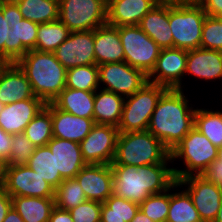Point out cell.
Wrapping results in <instances>:
<instances>
[{"label": "cell", "instance_id": "6da1fadb", "mask_svg": "<svg viewBox=\"0 0 222 222\" xmlns=\"http://www.w3.org/2000/svg\"><path fill=\"white\" fill-rule=\"evenodd\" d=\"M171 156L163 163L133 166L110 164L113 171V194L135 203H142L151 194L169 189L175 182Z\"/></svg>", "mask_w": 222, "mask_h": 222}, {"label": "cell", "instance_id": "7a4b0ae2", "mask_svg": "<svg viewBox=\"0 0 222 222\" xmlns=\"http://www.w3.org/2000/svg\"><path fill=\"white\" fill-rule=\"evenodd\" d=\"M189 102L183 90L167 89L151 115L147 130L170 151L194 127L196 109H193Z\"/></svg>", "mask_w": 222, "mask_h": 222}, {"label": "cell", "instance_id": "3957f363", "mask_svg": "<svg viewBox=\"0 0 222 222\" xmlns=\"http://www.w3.org/2000/svg\"><path fill=\"white\" fill-rule=\"evenodd\" d=\"M31 84L34 95L52 103L66 87L67 69L53 52L29 50L16 62Z\"/></svg>", "mask_w": 222, "mask_h": 222}, {"label": "cell", "instance_id": "277c9868", "mask_svg": "<svg viewBox=\"0 0 222 222\" xmlns=\"http://www.w3.org/2000/svg\"><path fill=\"white\" fill-rule=\"evenodd\" d=\"M170 150L148 130L119 132L116 151L111 164L143 166L163 163Z\"/></svg>", "mask_w": 222, "mask_h": 222}, {"label": "cell", "instance_id": "5b68a950", "mask_svg": "<svg viewBox=\"0 0 222 222\" xmlns=\"http://www.w3.org/2000/svg\"><path fill=\"white\" fill-rule=\"evenodd\" d=\"M4 17V63H14L36 47L39 24L23 19L13 0H0Z\"/></svg>", "mask_w": 222, "mask_h": 222}, {"label": "cell", "instance_id": "8992f818", "mask_svg": "<svg viewBox=\"0 0 222 222\" xmlns=\"http://www.w3.org/2000/svg\"><path fill=\"white\" fill-rule=\"evenodd\" d=\"M218 148L197 128L190 132L170 151L172 162L178 158L185 168H172L176 180L190 175H201L215 160H217Z\"/></svg>", "mask_w": 222, "mask_h": 222}, {"label": "cell", "instance_id": "52a82bcc", "mask_svg": "<svg viewBox=\"0 0 222 222\" xmlns=\"http://www.w3.org/2000/svg\"><path fill=\"white\" fill-rule=\"evenodd\" d=\"M205 18V11L196 1L169 3V24L173 47L185 50L200 48Z\"/></svg>", "mask_w": 222, "mask_h": 222}, {"label": "cell", "instance_id": "ba28073f", "mask_svg": "<svg viewBox=\"0 0 222 222\" xmlns=\"http://www.w3.org/2000/svg\"><path fill=\"white\" fill-rule=\"evenodd\" d=\"M166 87L146 82L133 95L124 100L118 131L122 133L147 130L151 115Z\"/></svg>", "mask_w": 222, "mask_h": 222}, {"label": "cell", "instance_id": "9c48e42d", "mask_svg": "<svg viewBox=\"0 0 222 222\" xmlns=\"http://www.w3.org/2000/svg\"><path fill=\"white\" fill-rule=\"evenodd\" d=\"M59 20L71 32L95 30L107 23V4L103 0H60Z\"/></svg>", "mask_w": 222, "mask_h": 222}, {"label": "cell", "instance_id": "30bf717a", "mask_svg": "<svg viewBox=\"0 0 222 222\" xmlns=\"http://www.w3.org/2000/svg\"><path fill=\"white\" fill-rule=\"evenodd\" d=\"M124 49V62L148 75L155 66L161 48L138 25L118 27Z\"/></svg>", "mask_w": 222, "mask_h": 222}, {"label": "cell", "instance_id": "8fae6325", "mask_svg": "<svg viewBox=\"0 0 222 222\" xmlns=\"http://www.w3.org/2000/svg\"><path fill=\"white\" fill-rule=\"evenodd\" d=\"M99 84L102 90L114 92L124 98L133 95L146 82L147 75L126 62L105 63L98 66ZM106 86V87H103Z\"/></svg>", "mask_w": 222, "mask_h": 222}, {"label": "cell", "instance_id": "7c38bea8", "mask_svg": "<svg viewBox=\"0 0 222 222\" xmlns=\"http://www.w3.org/2000/svg\"><path fill=\"white\" fill-rule=\"evenodd\" d=\"M189 193L202 222H213L222 199V188L208 181L202 175H190L176 180Z\"/></svg>", "mask_w": 222, "mask_h": 222}, {"label": "cell", "instance_id": "4fadbf2b", "mask_svg": "<svg viewBox=\"0 0 222 222\" xmlns=\"http://www.w3.org/2000/svg\"><path fill=\"white\" fill-rule=\"evenodd\" d=\"M4 190L11 197L55 198V189L28 165L6 166Z\"/></svg>", "mask_w": 222, "mask_h": 222}, {"label": "cell", "instance_id": "5bb4252c", "mask_svg": "<svg viewBox=\"0 0 222 222\" xmlns=\"http://www.w3.org/2000/svg\"><path fill=\"white\" fill-rule=\"evenodd\" d=\"M118 134L116 126L95 124L80 142L83 160L87 164H111L115 156Z\"/></svg>", "mask_w": 222, "mask_h": 222}, {"label": "cell", "instance_id": "9a60e30c", "mask_svg": "<svg viewBox=\"0 0 222 222\" xmlns=\"http://www.w3.org/2000/svg\"><path fill=\"white\" fill-rule=\"evenodd\" d=\"M187 50L180 48L161 49L152 71L147 75L149 82L167 89L183 90L182 78L186 73Z\"/></svg>", "mask_w": 222, "mask_h": 222}, {"label": "cell", "instance_id": "2e32d148", "mask_svg": "<svg viewBox=\"0 0 222 222\" xmlns=\"http://www.w3.org/2000/svg\"><path fill=\"white\" fill-rule=\"evenodd\" d=\"M53 53L67 70L81 65L96 64L94 30L71 32Z\"/></svg>", "mask_w": 222, "mask_h": 222}, {"label": "cell", "instance_id": "e0dca14e", "mask_svg": "<svg viewBox=\"0 0 222 222\" xmlns=\"http://www.w3.org/2000/svg\"><path fill=\"white\" fill-rule=\"evenodd\" d=\"M87 200L104 203L113 194L110 164H86L75 176Z\"/></svg>", "mask_w": 222, "mask_h": 222}, {"label": "cell", "instance_id": "ac0fdd59", "mask_svg": "<svg viewBox=\"0 0 222 222\" xmlns=\"http://www.w3.org/2000/svg\"><path fill=\"white\" fill-rule=\"evenodd\" d=\"M37 98L25 73L14 63H3L0 68V101L4 105Z\"/></svg>", "mask_w": 222, "mask_h": 222}, {"label": "cell", "instance_id": "d6986e66", "mask_svg": "<svg viewBox=\"0 0 222 222\" xmlns=\"http://www.w3.org/2000/svg\"><path fill=\"white\" fill-rule=\"evenodd\" d=\"M45 105L40 98H29L5 105L0 112V127L9 134L24 133L28 123Z\"/></svg>", "mask_w": 222, "mask_h": 222}, {"label": "cell", "instance_id": "ffe728a7", "mask_svg": "<svg viewBox=\"0 0 222 222\" xmlns=\"http://www.w3.org/2000/svg\"><path fill=\"white\" fill-rule=\"evenodd\" d=\"M199 80H222V51L196 48L187 50L186 73Z\"/></svg>", "mask_w": 222, "mask_h": 222}, {"label": "cell", "instance_id": "44dd1931", "mask_svg": "<svg viewBox=\"0 0 222 222\" xmlns=\"http://www.w3.org/2000/svg\"><path fill=\"white\" fill-rule=\"evenodd\" d=\"M157 0H111L107 4V24L121 27L139 25Z\"/></svg>", "mask_w": 222, "mask_h": 222}, {"label": "cell", "instance_id": "7402d4cb", "mask_svg": "<svg viewBox=\"0 0 222 222\" xmlns=\"http://www.w3.org/2000/svg\"><path fill=\"white\" fill-rule=\"evenodd\" d=\"M47 145L55 155L56 172L63 180L75 178L87 164L82 158L80 143L53 137Z\"/></svg>", "mask_w": 222, "mask_h": 222}, {"label": "cell", "instance_id": "603a6c76", "mask_svg": "<svg viewBox=\"0 0 222 222\" xmlns=\"http://www.w3.org/2000/svg\"><path fill=\"white\" fill-rule=\"evenodd\" d=\"M53 137L80 143L95 125L94 118H82L58 109L51 103Z\"/></svg>", "mask_w": 222, "mask_h": 222}, {"label": "cell", "instance_id": "cb8c5ba5", "mask_svg": "<svg viewBox=\"0 0 222 222\" xmlns=\"http://www.w3.org/2000/svg\"><path fill=\"white\" fill-rule=\"evenodd\" d=\"M161 49L173 47L169 24V3L156 4L138 25Z\"/></svg>", "mask_w": 222, "mask_h": 222}, {"label": "cell", "instance_id": "d4e9b609", "mask_svg": "<svg viewBox=\"0 0 222 222\" xmlns=\"http://www.w3.org/2000/svg\"><path fill=\"white\" fill-rule=\"evenodd\" d=\"M94 53L97 66L124 62V49L118 27L106 23L94 30Z\"/></svg>", "mask_w": 222, "mask_h": 222}, {"label": "cell", "instance_id": "484cf974", "mask_svg": "<svg viewBox=\"0 0 222 222\" xmlns=\"http://www.w3.org/2000/svg\"><path fill=\"white\" fill-rule=\"evenodd\" d=\"M125 98L102 89L95 91L93 118L95 124L118 127Z\"/></svg>", "mask_w": 222, "mask_h": 222}, {"label": "cell", "instance_id": "4316f807", "mask_svg": "<svg viewBox=\"0 0 222 222\" xmlns=\"http://www.w3.org/2000/svg\"><path fill=\"white\" fill-rule=\"evenodd\" d=\"M95 92L65 87L52 102L58 109L82 118H93Z\"/></svg>", "mask_w": 222, "mask_h": 222}, {"label": "cell", "instance_id": "83f0119b", "mask_svg": "<svg viewBox=\"0 0 222 222\" xmlns=\"http://www.w3.org/2000/svg\"><path fill=\"white\" fill-rule=\"evenodd\" d=\"M12 207L24 222H48L55 198L17 196L11 197Z\"/></svg>", "mask_w": 222, "mask_h": 222}, {"label": "cell", "instance_id": "f1b7e54d", "mask_svg": "<svg viewBox=\"0 0 222 222\" xmlns=\"http://www.w3.org/2000/svg\"><path fill=\"white\" fill-rule=\"evenodd\" d=\"M23 19L37 24L59 20V1L57 0H13Z\"/></svg>", "mask_w": 222, "mask_h": 222}, {"label": "cell", "instance_id": "f546056e", "mask_svg": "<svg viewBox=\"0 0 222 222\" xmlns=\"http://www.w3.org/2000/svg\"><path fill=\"white\" fill-rule=\"evenodd\" d=\"M27 165L54 189L63 181L60 173L56 172L55 155L51 152L48 145L36 147Z\"/></svg>", "mask_w": 222, "mask_h": 222}, {"label": "cell", "instance_id": "4dcf8cb0", "mask_svg": "<svg viewBox=\"0 0 222 222\" xmlns=\"http://www.w3.org/2000/svg\"><path fill=\"white\" fill-rule=\"evenodd\" d=\"M175 191L177 192H170L169 212L166 222H202L189 193L184 188L182 191H179V189Z\"/></svg>", "mask_w": 222, "mask_h": 222}, {"label": "cell", "instance_id": "1f68e13d", "mask_svg": "<svg viewBox=\"0 0 222 222\" xmlns=\"http://www.w3.org/2000/svg\"><path fill=\"white\" fill-rule=\"evenodd\" d=\"M194 127L205 135L217 148L222 146V111L196 108Z\"/></svg>", "mask_w": 222, "mask_h": 222}, {"label": "cell", "instance_id": "d6a6232c", "mask_svg": "<svg viewBox=\"0 0 222 222\" xmlns=\"http://www.w3.org/2000/svg\"><path fill=\"white\" fill-rule=\"evenodd\" d=\"M71 31L60 20L39 24L35 50L54 52Z\"/></svg>", "mask_w": 222, "mask_h": 222}, {"label": "cell", "instance_id": "836d02e7", "mask_svg": "<svg viewBox=\"0 0 222 222\" xmlns=\"http://www.w3.org/2000/svg\"><path fill=\"white\" fill-rule=\"evenodd\" d=\"M24 134L35 147L47 145L53 138L51 103H47L28 123L24 130Z\"/></svg>", "mask_w": 222, "mask_h": 222}, {"label": "cell", "instance_id": "e575fe53", "mask_svg": "<svg viewBox=\"0 0 222 222\" xmlns=\"http://www.w3.org/2000/svg\"><path fill=\"white\" fill-rule=\"evenodd\" d=\"M138 210V203L112 194L102 203L101 222H130Z\"/></svg>", "mask_w": 222, "mask_h": 222}, {"label": "cell", "instance_id": "d590c367", "mask_svg": "<svg viewBox=\"0 0 222 222\" xmlns=\"http://www.w3.org/2000/svg\"><path fill=\"white\" fill-rule=\"evenodd\" d=\"M100 85L98 66L96 64L81 65L67 70V88L95 92L100 89Z\"/></svg>", "mask_w": 222, "mask_h": 222}, {"label": "cell", "instance_id": "8d00e7d4", "mask_svg": "<svg viewBox=\"0 0 222 222\" xmlns=\"http://www.w3.org/2000/svg\"><path fill=\"white\" fill-rule=\"evenodd\" d=\"M180 185L176 181L169 189L164 192L151 194L142 203L139 209L154 222H166L169 212L170 191L179 188Z\"/></svg>", "mask_w": 222, "mask_h": 222}, {"label": "cell", "instance_id": "74e56055", "mask_svg": "<svg viewBox=\"0 0 222 222\" xmlns=\"http://www.w3.org/2000/svg\"><path fill=\"white\" fill-rule=\"evenodd\" d=\"M87 201L83 189L76 178L65 179L55 189V206L70 210Z\"/></svg>", "mask_w": 222, "mask_h": 222}, {"label": "cell", "instance_id": "f35d334b", "mask_svg": "<svg viewBox=\"0 0 222 222\" xmlns=\"http://www.w3.org/2000/svg\"><path fill=\"white\" fill-rule=\"evenodd\" d=\"M200 48L222 51V17L206 15Z\"/></svg>", "mask_w": 222, "mask_h": 222}, {"label": "cell", "instance_id": "ab89813d", "mask_svg": "<svg viewBox=\"0 0 222 222\" xmlns=\"http://www.w3.org/2000/svg\"><path fill=\"white\" fill-rule=\"evenodd\" d=\"M35 148L24 133L12 134L11 153L6 166L27 165Z\"/></svg>", "mask_w": 222, "mask_h": 222}, {"label": "cell", "instance_id": "60d3db41", "mask_svg": "<svg viewBox=\"0 0 222 222\" xmlns=\"http://www.w3.org/2000/svg\"><path fill=\"white\" fill-rule=\"evenodd\" d=\"M102 203L87 200L69 210L73 222H101Z\"/></svg>", "mask_w": 222, "mask_h": 222}, {"label": "cell", "instance_id": "b9f144b4", "mask_svg": "<svg viewBox=\"0 0 222 222\" xmlns=\"http://www.w3.org/2000/svg\"><path fill=\"white\" fill-rule=\"evenodd\" d=\"M201 175L222 188V162L215 160Z\"/></svg>", "mask_w": 222, "mask_h": 222}, {"label": "cell", "instance_id": "7bdbcfd3", "mask_svg": "<svg viewBox=\"0 0 222 222\" xmlns=\"http://www.w3.org/2000/svg\"><path fill=\"white\" fill-rule=\"evenodd\" d=\"M12 134L6 133L0 127V161L7 165L11 153Z\"/></svg>", "mask_w": 222, "mask_h": 222}, {"label": "cell", "instance_id": "ee69618b", "mask_svg": "<svg viewBox=\"0 0 222 222\" xmlns=\"http://www.w3.org/2000/svg\"><path fill=\"white\" fill-rule=\"evenodd\" d=\"M207 16L222 17V0H199Z\"/></svg>", "mask_w": 222, "mask_h": 222}, {"label": "cell", "instance_id": "f6af8a7d", "mask_svg": "<svg viewBox=\"0 0 222 222\" xmlns=\"http://www.w3.org/2000/svg\"><path fill=\"white\" fill-rule=\"evenodd\" d=\"M11 207V196L4 189L0 190V222H3Z\"/></svg>", "mask_w": 222, "mask_h": 222}, {"label": "cell", "instance_id": "bcb514c9", "mask_svg": "<svg viewBox=\"0 0 222 222\" xmlns=\"http://www.w3.org/2000/svg\"><path fill=\"white\" fill-rule=\"evenodd\" d=\"M48 222H73V219L68 210H62L55 206L51 211Z\"/></svg>", "mask_w": 222, "mask_h": 222}, {"label": "cell", "instance_id": "7dc6e473", "mask_svg": "<svg viewBox=\"0 0 222 222\" xmlns=\"http://www.w3.org/2000/svg\"><path fill=\"white\" fill-rule=\"evenodd\" d=\"M4 17L0 8V60L4 62Z\"/></svg>", "mask_w": 222, "mask_h": 222}, {"label": "cell", "instance_id": "c3c4849f", "mask_svg": "<svg viewBox=\"0 0 222 222\" xmlns=\"http://www.w3.org/2000/svg\"><path fill=\"white\" fill-rule=\"evenodd\" d=\"M3 222H24L18 212L11 207Z\"/></svg>", "mask_w": 222, "mask_h": 222}, {"label": "cell", "instance_id": "681fc988", "mask_svg": "<svg viewBox=\"0 0 222 222\" xmlns=\"http://www.w3.org/2000/svg\"><path fill=\"white\" fill-rule=\"evenodd\" d=\"M130 222H154L152 219L147 217L140 209L135 214L134 218Z\"/></svg>", "mask_w": 222, "mask_h": 222}, {"label": "cell", "instance_id": "f907efd6", "mask_svg": "<svg viewBox=\"0 0 222 222\" xmlns=\"http://www.w3.org/2000/svg\"><path fill=\"white\" fill-rule=\"evenodd\" d=\"M6 164L0 161V190L4 189Z\"/></svg>", "mask_w": 222, "mask_h": 222}, {"label": "cell", "instance_id": "816d5d0a", "mask_svg": "<svg viewBox=\"0 0 222 222\" xmlns=\"http://www.w3.org/2000/svg\"><path fill=\"white\" fill-rule=\"evenodd\" d=\"M213 222H222V199H221L219 211H218L217 216Z\"/></svg>", "mask_w": 222, "mask_h": 222}, {"label": "cell", "instance_id": "f5cc1de1", "mask_svg": "<svg viewBox=\"0 0 222 222\" xmlns=\"http://www.w3.org/2000/svg\"><path fill=\"white\" fill-rule=\"evenodd\" d=\"M217 160L222 162V146L218 147Z\"/></svg>", "mask_w": 222, "mask_h": 222}, {"label": "cell", "instance_id": "db71d44e", "mask_svg": "<svg viewBox=\"0 0 222 222\" xmlns=\"http://www.w3.org/2000/svg\"><path fill=\"white\" fill-rule=\"evenodd\" d=\"M159 3H176L184 0H157Z\"/></svg>", "mask_w": 222, "mask_h": 222}, {"label": "cell", "instance_id": "11a10c76", "mask_svg": "<svg viewBox=\"0 0 222 222\" xmlns=\"http://www.w3.org/2000/svg\"><path fill=\"white\" fill-rule=\"evenodd\" d=\"M4 104L0 101V112L4 109Z\"/></svg>", "mask_w": 222, "mask_h": 222}, {"label": "cell", "instance_id": "9f6ffc18", "mask_svg": "<svg viewBox=\"0 0 222 222\" xmlns=\"http://www.w3.org/2000/svg\"><path fill=\"white\" fill-rule=\"evenodd\" d=\"M106 4H108L111 0H103Z\"/></svg>", "mask_w": 222, "mask_h": 222}, {"label": "cell", "instance_id": "6f0895ef", "mask_svg": "<svg viewBox=\"0 0 222 222\" xmlns=\"http://www.w3.org/2000/svg\"><path fill=\"white\" fill-rule=\"evenodd\" d=\"M3 63H4V62L0 60V68H1V66L3 65Z\"/></svg>", "mask_w": 222, "mask_h": 222}]
</instances>
